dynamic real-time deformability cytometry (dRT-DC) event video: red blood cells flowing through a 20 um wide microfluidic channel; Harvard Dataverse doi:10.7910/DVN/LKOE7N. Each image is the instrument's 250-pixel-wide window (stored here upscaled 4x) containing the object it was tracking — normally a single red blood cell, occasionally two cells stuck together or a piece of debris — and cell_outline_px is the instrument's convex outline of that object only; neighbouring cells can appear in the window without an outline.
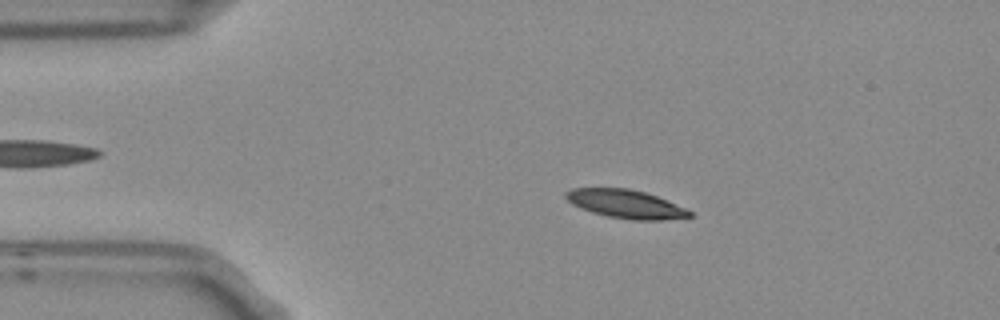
{"species": "Egyptian fruit bat (a non-hibernating species)", "species_latin": "Rousettus aegyptiacus", "temperature_condition": "room temperature", "stored_images_in_passage": 5, "camera_frame_rate_fps": 3000, "um_per_image_px": 0.085, "frame": {"image": 1, "passage_image": 1, "time_ms": 0.0, "image_size_px": [1000, 320], "cell_outline_px": [[692, 216], [660, 220], [632, 220], [608, 216], [592, 212], [580, 208], [572, 204], [564, 196], [564, 192], [572, 188], [628, 188], [644, 192], [656, 196], [684, 208], [692, 212]], "centroid_in_image_um": [53.13, 17.33], "position_along_channel_um": 31.9, "area_um2": 20.29}}
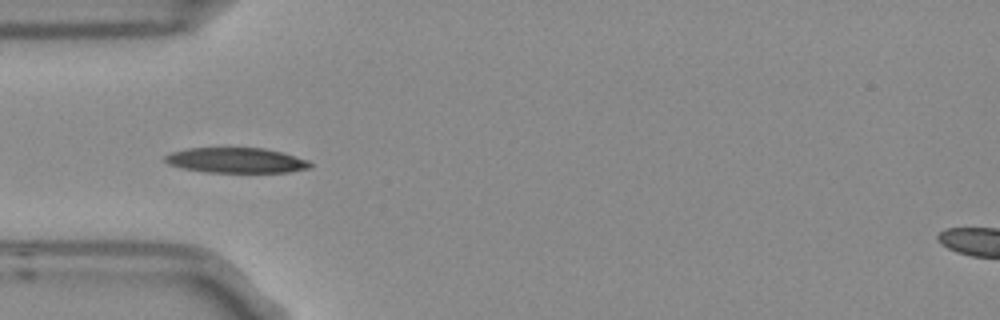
{"frame": {"image": 2, "passage_image": 3, "time_ms": 0.667, "image_size_px": [1000, 320], "cell_outline_px": [[312, 168], [288, 172], [204, 172], [184, 168], [168, 164], [164, 160], [164, 156], [172, 152], [188, 148], [264, 148], [280, 152], [308, 160], [312, 164]], "centroid_in_image_um": [20.08, 13.63], "position_along_channel_um": 64.9, "area_um2": 21.21}}
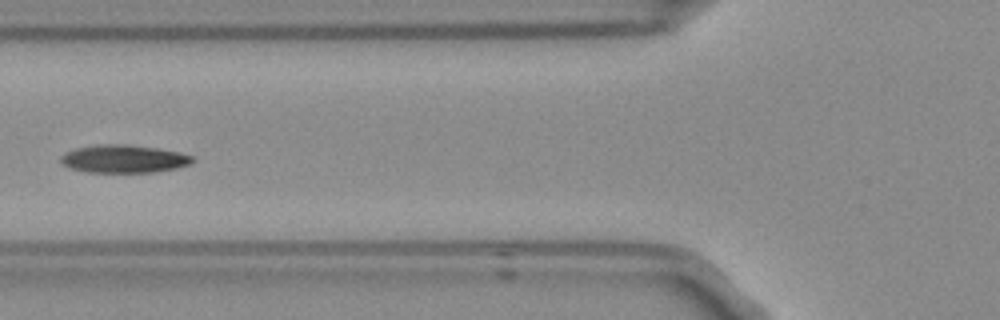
{"frame": {"image": 3, "passage_image": 4, "time_ms": 1.0, "image_size_px": [1000, 320], "cell_outline_px": [[196, 160], [188, 164], [176, 168], [152, 172], [88, 172], [72, 168], [64, 164], [60, 160], [60, 156], [76, 148], [100, 144], [124, 144], [156, 148], [176, 152], [192, 156]], "centroid_in_image_um": [10.52, 13.5], "position_along_channel_um": 115.3, "area_um2": 21.04}}